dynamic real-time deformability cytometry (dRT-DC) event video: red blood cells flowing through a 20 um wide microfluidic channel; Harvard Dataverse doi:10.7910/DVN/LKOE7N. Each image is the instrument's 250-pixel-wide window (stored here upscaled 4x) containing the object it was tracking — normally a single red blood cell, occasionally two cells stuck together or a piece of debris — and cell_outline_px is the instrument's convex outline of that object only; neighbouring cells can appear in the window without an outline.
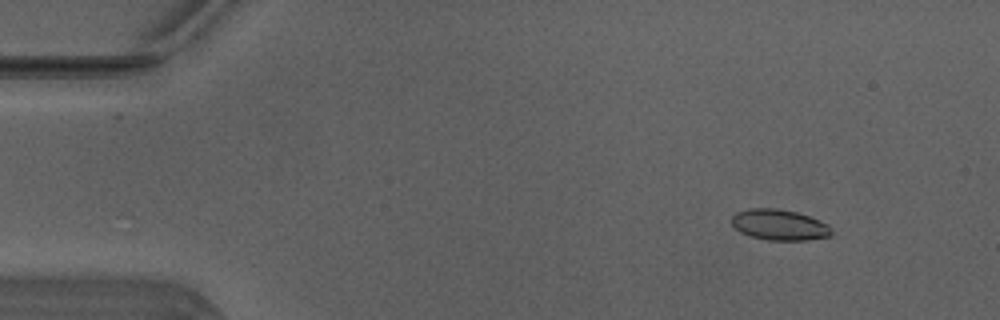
{"species": "Egyptian fruit bat (a non-hibernating species)", "species_latin": "Rousettus aegyptiacus", "temperature_condition": "warm", "stored_images_in_passage": 43, "segment_of_instrument_passage": [1, 2], "camera_frame_rate_fps": 3000, "um_per_image_px": 0.085, "animal": {"sex": "male"}, "frame": {"image": 1, "passage_image": 3, "time_ms": 0.667, "image_size_px": [1000, 320], "cell_outline_px": [[832, 236], [808, 240], [768, 240], [752, 236], [740, 232], [732, 224], [732, 216], [736, 212], [752, 208], [776, 208], [796, 212], [808, 216], [828, 224], [832, 228]], "centroid_in_image_um": [66.27, 19.11], "position_along_channel_um": 18.7, "area_um2": 17.86}}
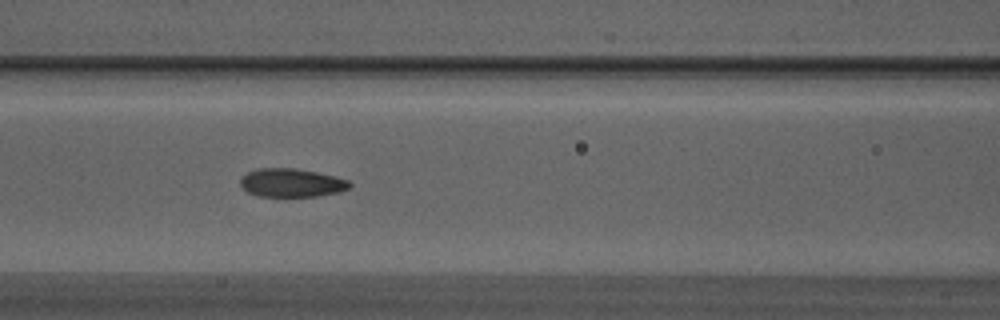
{"frame": {"image": 2, "passage_image": 19, "time_ms": 6.0, "image_size_px": [1000, 320], "cell_outline_px": [[352, 184], [348, 188], [340, 192], [316, 196], [260, 196], [248, 192], [240, 184], [240, 180], [248, 172], [260, 168], [292, 168], [316, 172], [336, 176], [348, 180]], "centroid_in_image_um": [24.81, 15.53], "position_along_channel_um": 141.8, "area_um2": 17.92}}
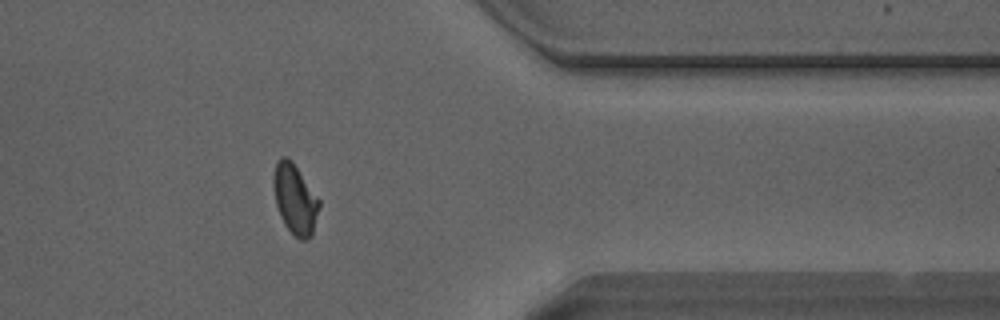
{"frame": {"image": 3, "passage_image": 38, "time_ms": 12.333, "image_size_px": [1000, 320], "cell_outline_px": [[320, 208], [312, 232], [308, 240], [300, 240], [284, 224], [280, 216], [276, 204], [272, 184], [272, 176], [276, 164], [280, 156], [288, 156], [292, 160], [320, 200]], "centroid_in_image_um": [25.06, 16.89], "position_along_channel_um": 386.3, "area_um2": 18.73}}